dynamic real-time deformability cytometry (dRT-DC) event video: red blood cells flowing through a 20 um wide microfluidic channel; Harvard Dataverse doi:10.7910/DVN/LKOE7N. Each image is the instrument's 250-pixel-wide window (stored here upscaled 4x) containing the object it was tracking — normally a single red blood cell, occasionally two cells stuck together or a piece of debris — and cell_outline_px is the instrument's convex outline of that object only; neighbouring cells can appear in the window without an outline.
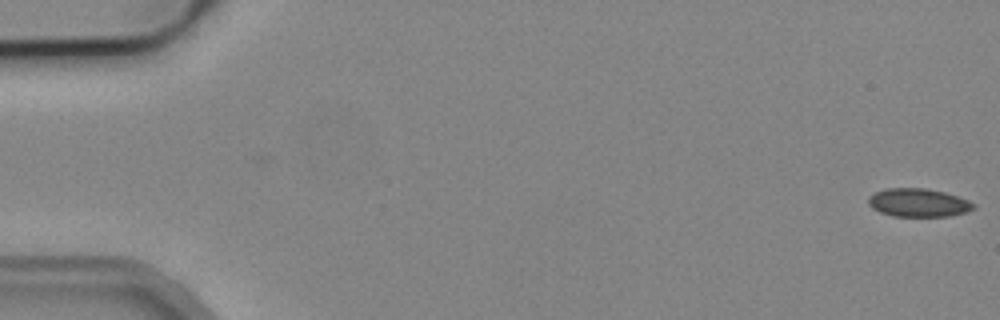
{"species": "common noctule bat (a hibernating species)", "species_latin": "Nyctalus noctula", "temperature_condition": "cold", "stored_images_in_passage": 2, "camera_frame_rate_fps": 3000, "um_per_image_px": 0.085, "animal": {"sex": "male", "body_mass_g": 19.2, "forearm_length_mm": 51.8}, "frame": {"image": 1, "passage_image": 2, "time_ms": 1.0, "image_size_px": [1000, 320], "cell_outline_px": [[976, 208], [968, 212], [948, 216], [892, 216], [880, 212], [872, 208], [868, 204], [868, 196], [884, 188], [924, 188], [944, 192], [968, 200], [976, 204]], "centroid_in_image_um": [78.06, 17.23], "position_along_channel_um": 6.9, "area_um2": 17.46}}